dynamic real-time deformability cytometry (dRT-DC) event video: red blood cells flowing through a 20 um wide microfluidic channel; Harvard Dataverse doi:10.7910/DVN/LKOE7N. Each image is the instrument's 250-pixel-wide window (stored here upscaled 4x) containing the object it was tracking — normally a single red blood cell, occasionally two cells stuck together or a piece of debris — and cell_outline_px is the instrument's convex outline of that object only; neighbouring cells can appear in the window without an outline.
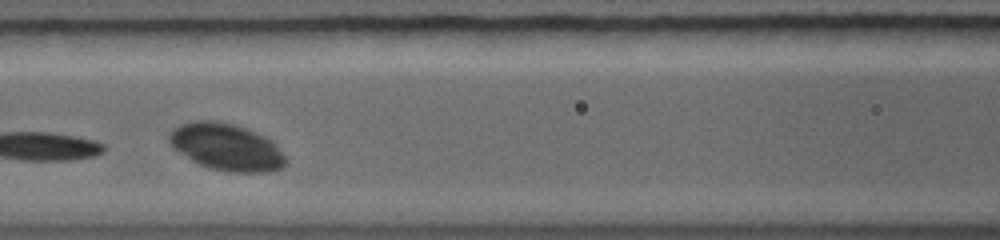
{"species": "common noctule bat (a hibernating species)", "species_latin": "Nyctalus noctula", "temperature_condition": "warm", "stored_images_in_passage": 11, "camera_frame_rate_fps": 5000, "um_per_image_px": 0.085, "animal": {"sex": "female", "body_mass_g": 19.0, "forearm_length_mm": 56.7}, "frame": {"image": 1, "passage_image": 5, "time_ms": 1.8, "image_size_px": [1000, 240], "cell_outline_px": [[288, 160], [280, 168], [272, 172], [232, 172], [208, 168], [192, 160], [172, 148], [168, 144], [168, 132], [172, 128], [180, 124], [196, 120], [216, 120], [236, 124], [256, 132], [272, 140], [276, 144]], "centroid_in_image_um": [19.22, 12.48], "position_along_channel_um": 147.4, "area_um2": 32.31}}
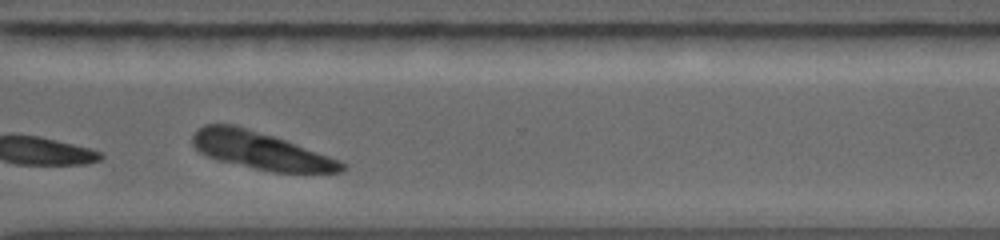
{"frame": {"image": 2, "passage_image": 10, "time_ms": 6.0, "image_size_px": [1000, 240], "cell_outline_px": [[344, 168], [340, 172], [272, 172], [220, 160], [208, 156], [200, 152], [192, 144], [192, 136], [204, 124], [236, 124], [296, 144], [340, 160], [344, 164]], "centroid_in_image_um": [22.13, 12.79], "position_along_channel_um": 348.5, "area_um2": 31.91}}